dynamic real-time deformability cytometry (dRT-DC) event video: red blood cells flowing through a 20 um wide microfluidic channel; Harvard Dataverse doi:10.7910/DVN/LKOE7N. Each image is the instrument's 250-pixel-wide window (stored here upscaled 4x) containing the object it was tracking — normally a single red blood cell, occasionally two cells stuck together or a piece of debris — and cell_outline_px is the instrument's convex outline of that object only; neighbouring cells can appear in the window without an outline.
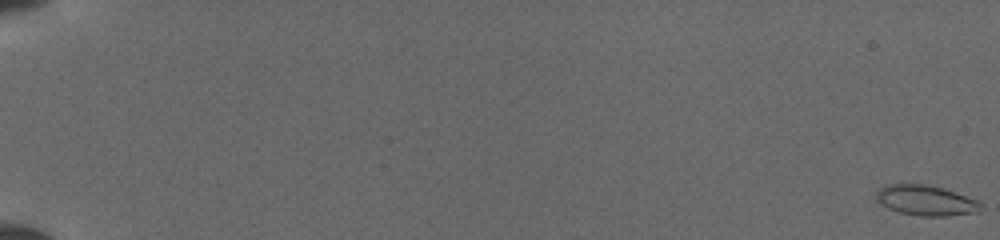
{"species": "common noctule bat (a hibernating species)", "species_latin": "Nyctalus noctula", "temperature_condition": "cold", "stored_images_in_passage": 52, "camera_frame_rate_fps": 3000, "um_per_image_px": 0.085, "animal": {"sex": "female", "body_mass_g": 19.5, "forearm_length_mm": 54.1}, "frame": {"image": 1, "passage_image": 1, "time_ms": 0.0, "image_size_px": [1000, 240], "cell_outline_px": [[980, 204], [976, 212], [944, 216], [920, 216], [900, 212], [888, 208], [880, 204], [876, 200], [876, 192], [884, 184], [924, 184], [944, 188], [976, 200]], "centroid_in_image_um": [78.61, 17.02], "position_along_channel_um": 6.4, "area_um2": 18.21}}
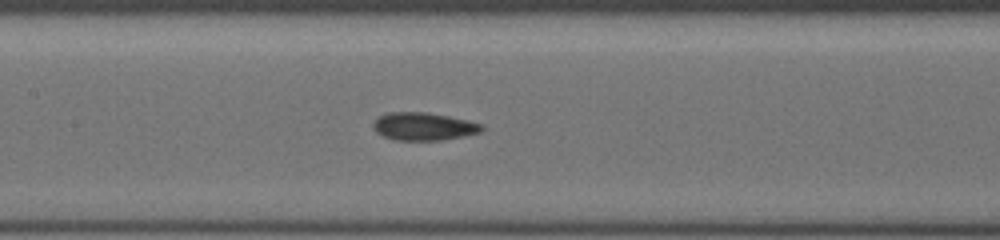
{"frame": {"image": 2, "passage_image": 28, "time_ms": 9.0, "image_size_px": [1000, 240], "cell_outline_px": [[484, 128], [480, 132], [464, 136], [444, 140], [396, 140], [384, 136], [376, 132], [372, 128], [372, 124], [380, 116], [392, 112], [424, 112], [484, 124]], "centroid_in_image_um": [36.0, 10.76], "position_along_channel_um": 171.4, "area_um2": 17.34}}
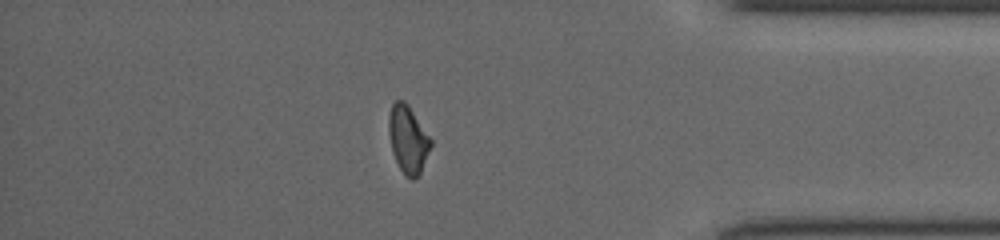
{"frame": {"image": 3, "passage_image": 46, "time_ms": 15.0, "image_size_px": [1000, 240], "cell_outline_px": [[432, 144], [420, 172], [412, 180], [400, 168], [392, 152], [388, 132], [388, 116], [392, 104], [396, 100], [404, 100], [408, 104], [432, 140]], "centroid_in_image_um": [34.66, 11.79], "position_along_channel_um": 400.5, "area_um2": 16.3}}